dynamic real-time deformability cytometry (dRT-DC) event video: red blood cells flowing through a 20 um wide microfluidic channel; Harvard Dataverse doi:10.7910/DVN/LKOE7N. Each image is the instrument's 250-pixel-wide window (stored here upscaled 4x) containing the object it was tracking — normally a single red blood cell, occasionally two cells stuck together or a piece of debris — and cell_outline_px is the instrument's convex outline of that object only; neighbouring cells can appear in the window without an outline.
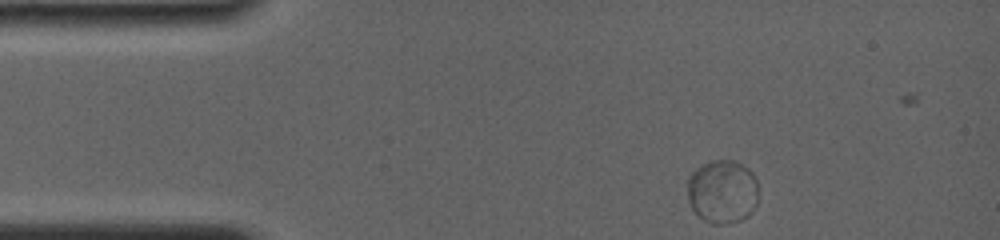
{"species": "common noctule bat (a hibernating species)", "species_latin": "Nyctalus noctula", "temperature_condition": "room temperature", "stored_images_in_passage": 12, "camera_frame_rate_fps": 4000, "um_per_image_px": 0.085, "animal": {"sex": "female", "body_mass_g": 19.0, "forearm_length_mm": 56.7}, "frame": {"image": 1, "passage_image": 2, "time_ms": 0.5, "image_size_px": [1000, 240], "cell_outline_px": [[756, 204], [752, 212], [748, 216], [740, 220], [720, 224], [712, 224], [704, 220], [692, 208], [688, 200], [688, 176], [696, 168], [712, 160], [732, 160], [748, 168], [752, 172], [756, 180]], "centroid_in_image_um": [61.39, 16.28], "position_along_channel_um": 23.6, "area_um2": 26.13}}
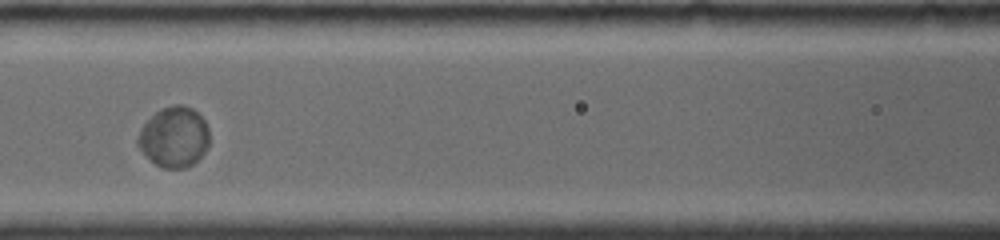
{"frame": {"image": 2, "passage_image": 11, "time_ms": 5.5, "image_size_px": [1000, 240], "cell_outline_px": [[208, 148], [188, 168], [160, 168], [136, 144], [136, 140], [144, 124], [156, 112], [164, 108], [176, 104], [180, 104], [192, 108], [204, 120], [208, 128]], "centroid_in_image_um": [14.81, 11.66], "position_along_channel_um": 151.8, "area_um2": 24.8}}
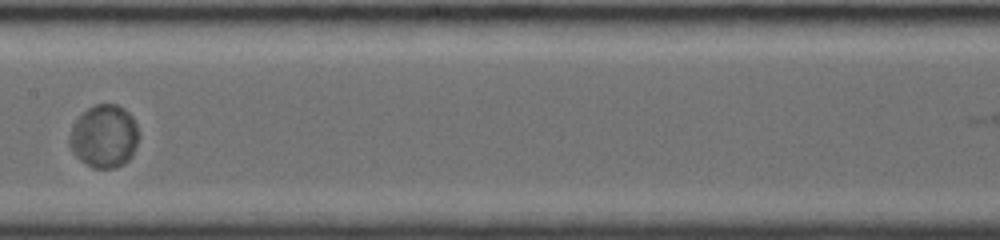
{"frame": {"image": 3, "passage_image": 12, "time_ms": 6.75, "image_size_px": [1000, 240], "cell_outline_px": [[136, 144], [132, 156], [124, 164], [112, 168], [92, 168], [80, 160], [72, 152], [68, 144], [68, 140], [72, 128], [80, 116], [88, 108], [96, 104], [116, 104], [128, 112], [132, 116], [136, 124]], "centroid_in_image_um": [8.82, 11.6], "position_along_channel_um": 198.6, "area_um2": 25.09}}